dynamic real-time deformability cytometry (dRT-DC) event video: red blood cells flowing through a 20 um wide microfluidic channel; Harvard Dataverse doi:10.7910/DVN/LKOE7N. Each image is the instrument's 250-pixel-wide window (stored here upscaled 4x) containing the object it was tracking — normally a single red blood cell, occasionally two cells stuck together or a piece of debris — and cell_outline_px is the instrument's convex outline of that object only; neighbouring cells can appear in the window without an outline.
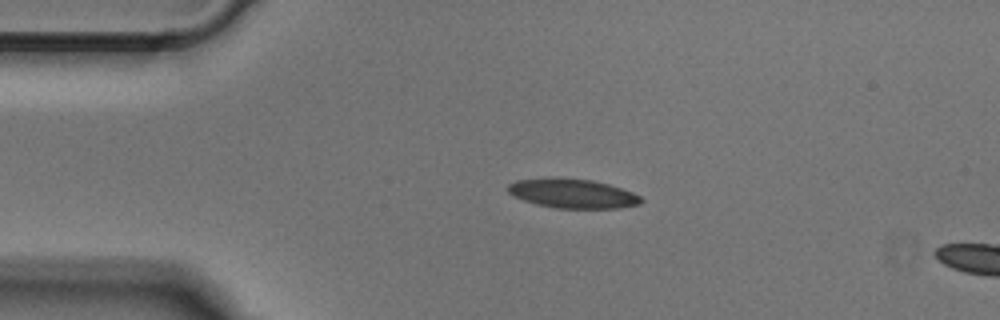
{"species": "Egyptian fruit bat (a non-hibernating species)", "species_latin": "Rousettus aegyptiacus", "temperature_condition": "cold", "stored_images_in_passage": 12, "camera_frame_rate_fps": 3000, "um_per_image_px": 0.085, "animal": {"sex": "male"}, "frame": {"image": 1, "passage_image": 9, "time_ms": 2.667, "image_size_px": [1000, 320], "cell_outline_px": [[644, 200], [640, 204], [620, 208], [556, 208], [536, 204], [512, 196], [508, 192], [508, 184], [516, 180], [560, 176], [592, 180], [608, 184], [632, 192], [640, 196]], "centroid_in_image_um": [48.65, 16.43], "position_along_channel_um": 36.4, "area_um2": 23.0}}